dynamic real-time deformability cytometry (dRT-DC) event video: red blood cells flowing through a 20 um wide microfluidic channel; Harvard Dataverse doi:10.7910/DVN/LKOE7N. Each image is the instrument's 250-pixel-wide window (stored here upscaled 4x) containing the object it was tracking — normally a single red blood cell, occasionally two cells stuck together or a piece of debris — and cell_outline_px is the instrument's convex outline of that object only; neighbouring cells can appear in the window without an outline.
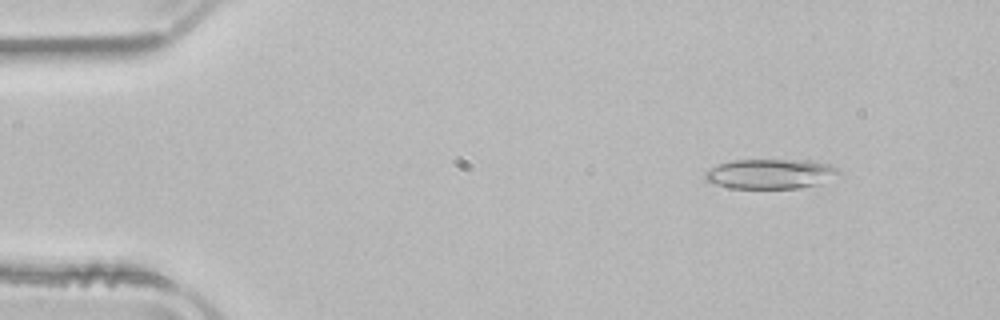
{"species": "common noctule bat (a hibernating species)", "species_latin": "Nyctalus noctula", "temperature_condition": "room temperature", "stored_images_in_passage": 50, "camera_frame_rate_fps": 3000, "um_per_image_px": 0.085, "animal": {"sex": "male", "body_mass_g": 21.5, "forearm_length_mm": 52.0}, "frame": {"image": 1, "passage_image": 5, "time_ms": 1.333, "image_size_px": [1000, 320], "cell_outline_px": [[844, 172], [820, 184], [800, 188], [732, 188], [716, 184], [704, 180], [704, 172], [708, 168], [732, 160], [812, 160], [828, 164]], "centroid_in_image_um": [65.5, 14.77], "position_along_channel_um": 19.5, "area_um2": 23.41}}
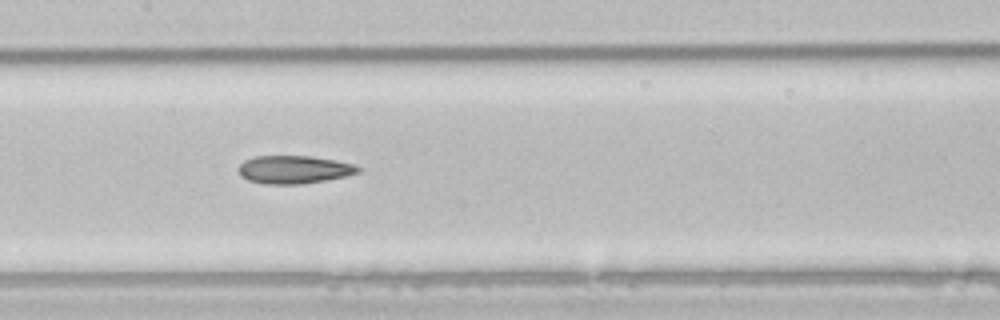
{"frame": {"image": 2, "passage_image": 24, "time_ms": 7.667, "image_size_px": [1000, 320], "cell_outline_px": [[360, 172], [348, 176], [304, 184], [264, 184], [248, 180], [240, 176], [240, 164], [244, 160], [252, 156], [312, 156], [336, 160], [352, 164], [360, 168]], "centroid_in_image_um": [25.0, 14.41], "position_along_channel_um": 182.4, "area_um2": 19.65}}
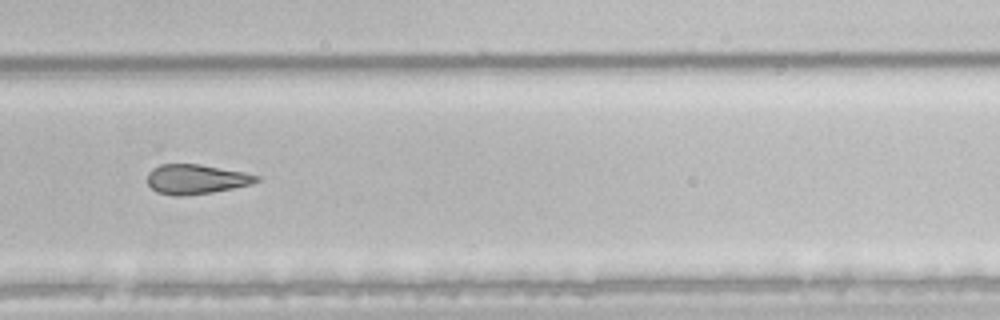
{"frame": {"image": 3, "passage_image": 34, "time_ms": 11.0, "image_size_px": [1000, 320], "cell_outline_px": [[260, 180], [252, 184], [212, 192], [184, 196], [172, 196], [156, 192], [148, 184], [148, 172], [152, 168], [160, 164], [200, 164], [244, 172], [260, 176]], "centroid_in_image_um": [16.65, 15.23], "position_along_channel_um": 313.1, "area_um2": 18.96}, "authors_computed_cell_mechanics": {"area_um2": 21.386, "velocity_mm_per_s": 3.9531, "shape_relaxation_time_tau1_ms": 10.8959, "shape_relaxation_time_tau2_ms": 4.8362, "deformation_change_tau1": 0.1972, "deformation_change_tau2": 0.1389}}